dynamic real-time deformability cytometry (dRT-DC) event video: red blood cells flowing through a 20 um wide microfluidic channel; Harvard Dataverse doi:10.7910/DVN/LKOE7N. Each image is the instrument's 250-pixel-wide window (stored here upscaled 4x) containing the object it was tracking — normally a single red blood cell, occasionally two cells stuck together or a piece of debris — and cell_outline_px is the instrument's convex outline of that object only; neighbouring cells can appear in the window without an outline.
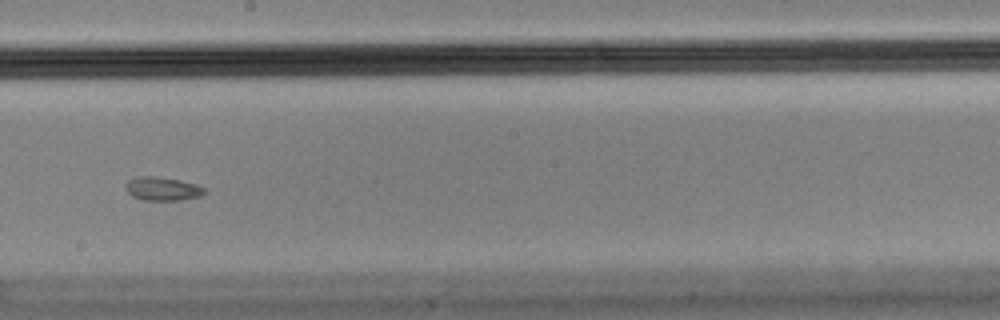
{"species": "Egyptian fruit bat (a non-hibernating species)", "species_latin": "Rousettus aegyptiacus", "temperature_condition": "cold", "stored_images_in_passage": 37, "camera_frame_rate_fps": 3000, "um_per_image_px": 0.085, "animal": {"sex": "male"}, "frame": {"image": 1, "passage_image": 16, "time_ms": 5.0, "image_size_px": [1000, 320], "cell_outline_px": [[204, 192], [200, 196], [180, 200], [144, 200], [132, 196], [124, 188], [124, 184], [128, 180], [136, 176], [152, 176], [180, 180], [196, 184], [204, 188]], "centroid_in_image_um": [13.75, 16.04], "position_along_channel_um": 234.4, "area_um2": 10.81}}
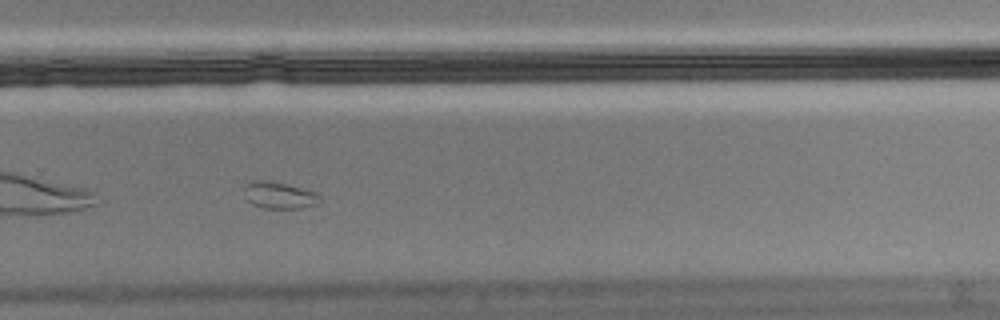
{"frame": {"image": 2, "passage_image": 22, "time_ms": 7.0, "image_size_px": [1000, 320], "cell_outline_px": [[320, 200], [316, 204], [304, 208], [264, 208], [252, 204], [244, 196], [244, 188], [248, 184], [256, 180], [268, 180], [316, 192], [320, 196]], "centroid_in_image_um": [23.73, 16.61], "position_along_channel_um": 306.1, "area_um2": 11.62}, "authors_computed_cell_mechanics": {"area_um2": 11.0398, "velocity_mm_per_s": 3.5925, "shape_relaxation_time_tau1_ms": null, "shape_relaxation_time_tau2_ms": 1.955, "deformation_change_tau1": null, "deformation_change_tau2": 0.0548}}